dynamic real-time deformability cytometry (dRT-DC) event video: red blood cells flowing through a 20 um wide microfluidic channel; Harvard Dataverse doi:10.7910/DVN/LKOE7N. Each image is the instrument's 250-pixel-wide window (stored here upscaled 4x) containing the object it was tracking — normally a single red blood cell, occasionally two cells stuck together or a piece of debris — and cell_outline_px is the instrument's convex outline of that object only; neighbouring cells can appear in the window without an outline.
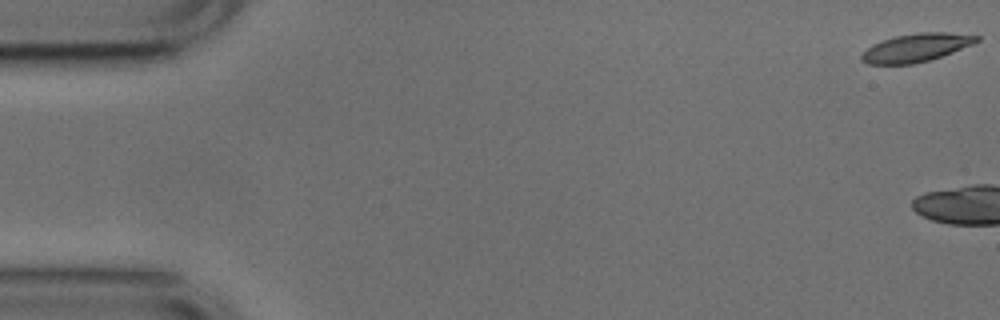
{"species": "common noctule bat (a hibernating species)", "species_latin": "Nyctalus noctula", "temperature_condition": "cold", "stored_images_in_passage": 5, "camera_frame_rate_fps": 3000, "um_per_image_px": 0.085, "animal": {"sex": "male", "body_mass_g": 17.9, "forearm_length_mm": 54.2}, "frame": {"image": 1, "passage_image": 1, "time_ms": 0.0, "image_size_px": [1000, 320], "cell_outline_px": [[980, 40], [972, 44], [952, 52], [928, 60], [912, 64], [868, 64], [860, 60], [860, 56], [872, 44], [896, 36], [920, 32], [944, 32], [980, 36]], "centroid_in_image_um": [77.85, 4.05], "position_along_channel_um": 7.1, "area_um2": 18.61}}